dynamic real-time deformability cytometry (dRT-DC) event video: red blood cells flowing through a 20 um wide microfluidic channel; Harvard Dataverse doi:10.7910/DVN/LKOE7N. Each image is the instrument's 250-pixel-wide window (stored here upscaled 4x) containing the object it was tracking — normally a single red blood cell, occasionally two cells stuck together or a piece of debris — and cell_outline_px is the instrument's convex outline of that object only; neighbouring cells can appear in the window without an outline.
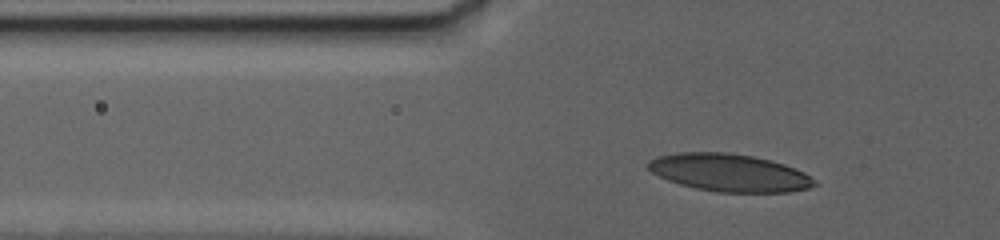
{"species": "human", "species_latin": "Homo sapiens", "temperature_condition": "warm", "stored_images_in_passage": 42, "camera_frame_rate_fps": 3000, "um_per_image_px": 0.085, "donor": {"sex": "female"}, "frame": {"image": 1, "passage_image": 13, "time_ms": 4.667, "image_size_px": [1000, 240], "cell_outline_px": [[820, 184], [808, 188], [788, 192], [720, 192], [696, 188], [680, 184], [668, 180], [652, 172], [648, 168], [648, 160], [656, 156], [676, 152], [728, 152], [752, 156], [784, 164], [804, 172], [816, 180]], "centroid_in_image_um": [62.0, 14.67], "position_along_channel_um": 63.8, "area_um2": 36.41}}
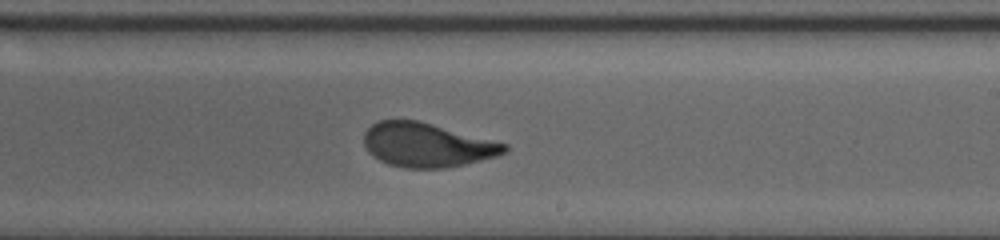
{"frame": {"image": 2, "passage_image": 30, "time_ms": 11.667, "image_size_px": [1000, 240], "cell_outline_px": [[508, 148], [504, 152], [496, 156], [464, 164], [444, 168], [404, 168], [388, 164], [372, 156], [368, 152], [364, 144], [364, 132], [372, 124], [380, 120], [416, 120], [432, 124], [508, 144]], "centroid_in_image_um": [36.25, 12.32], "position_along_channel_um": 252.7, "area_um2": 35.84}}
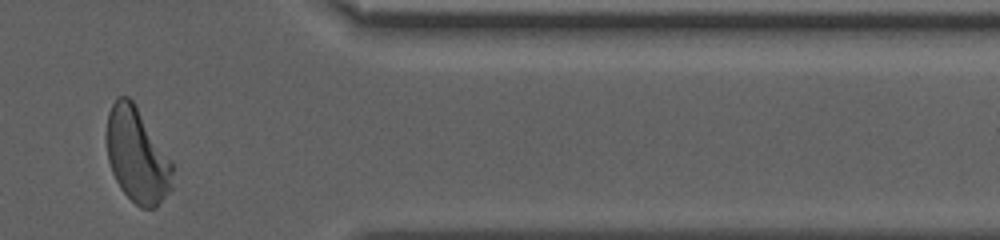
{"frame": {"image": 3, "passage_image": 42, "time_ms": 17.0, "image_size_px": [1000, 240], "cell_outline_px": [[172, 188], [156, 208], [140, 208], [120, 188], [112, 172], [108, 160], [104, 136], [108, 112], [112, 104], [120, 96], [128, 96], [132, 100], [172, 160]], "centroid_in_image_um": [11.63, 13.21], "position_along_channel_um": 399.8, "area_um2": 36.59}, "authors_computed_cell_mechanics": {"area_um2": 36.5585, "velocity_mm_per_s": 2.9622, "shape_relaxation_time_tau1_ms": 5.8095, "shape_relaxation_time_tau2_ms": null, "deformation_change_tau1": 0.1822, "deformation_change_tau2": null}}